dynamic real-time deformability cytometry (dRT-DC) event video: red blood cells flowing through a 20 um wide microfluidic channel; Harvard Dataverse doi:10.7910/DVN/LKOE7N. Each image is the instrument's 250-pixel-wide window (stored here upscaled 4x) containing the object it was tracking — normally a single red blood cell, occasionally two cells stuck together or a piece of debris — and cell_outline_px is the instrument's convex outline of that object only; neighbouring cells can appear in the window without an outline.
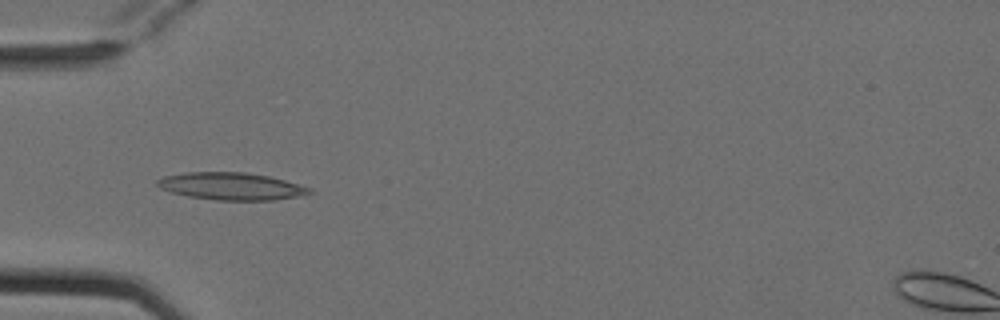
{"species": "Egyptian fruit bat (a non-hibernating species)", "species_latin": "Rousettus aegyptiacus", "temperature_condition": "cold", "stored_images_in_passage": 7, "camera_frame_rate_fps": 3000, "um_per_image_px": 0.085, "animal": {"sex": "female"}, "frame": {"image": 1, "passage_image": 5, "time_ms": 1.333, "image_size_px": [1000, 320], "cell_outline_px": [[312, 192], [296, 196], [272, 200], [216, 200], [188, 196], [172, 192], [160, 188], [156, 184], [156, 180], [164, 176], [188, 172], [244, 172], [268, 176], [284, 180], [312, 188]], "centroid_in_image_um": [19.62, 15.82], "position_along_channel_um": 65.4, "area_um2": 23.99}}
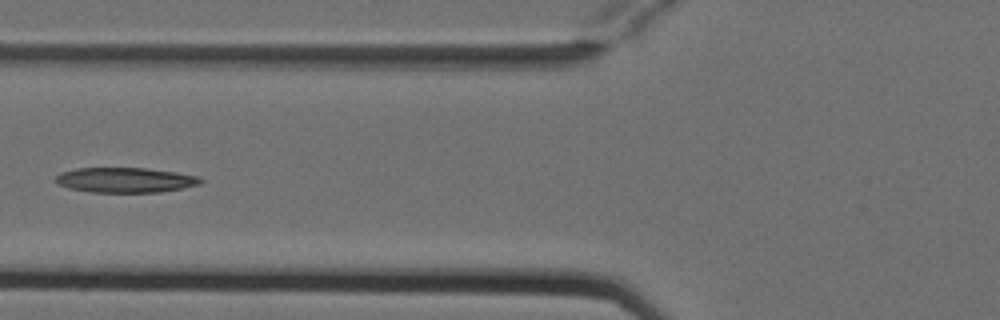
{"frame": {"image": 2, "passage_image": 6, "time_ms": 1.667, "image_size_px": [1000, 320], "cell_outline_px": [[204, 180], [200, 184], [160, 192], [92, 192], [68, 188], [56, 184], [56, 176], [60, 172], [76, 168], [144, 168], [176, 172], [200, 176]], "centroid_in_image_um": [10.63, 15.3], "position_along_channel_um": 115.2, "area_um2": 21.15}}
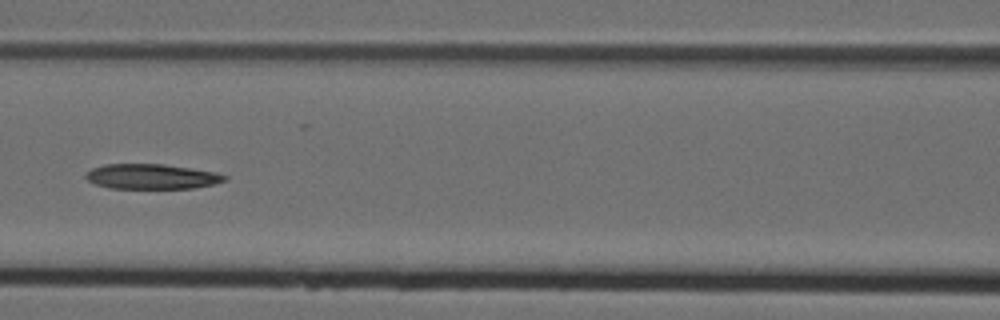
{"frame": {"image": 3, "passage_image": 7, "time_ms": 2.0, "image_size_px": [1000, 320], "cell_outline_px": [[228, 176], [224, 180], [212, 184], [192, 188], [108, 188], [96, 184], [88, 180], [84, 176], [84, 172], [92, 168], [104, 164], [164, 164], [216, 172]], "centroid_in_image_um": [12.83, 15.0], "position_along_channel_um": 153.8, "area_um2": 20.17}}